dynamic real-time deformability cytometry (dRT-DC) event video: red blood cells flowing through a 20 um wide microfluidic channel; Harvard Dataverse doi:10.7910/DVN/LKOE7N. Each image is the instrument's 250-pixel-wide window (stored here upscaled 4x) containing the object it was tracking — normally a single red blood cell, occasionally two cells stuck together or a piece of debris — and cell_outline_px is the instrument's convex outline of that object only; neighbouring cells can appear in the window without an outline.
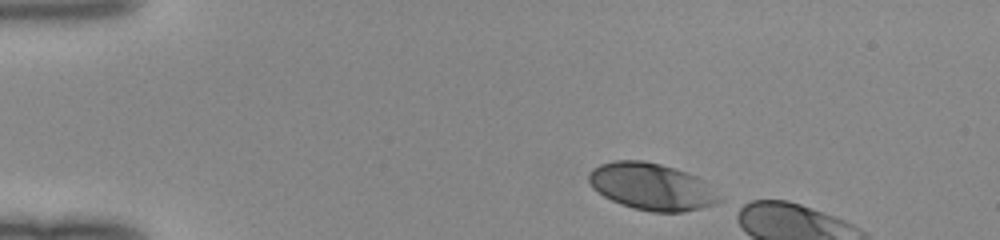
{"species": "human", "species_latin": "Homo sapiens", "temperature_condition": "room temperature", "stored_images_in_passage": 6, "camera_frame_rate_fps": 3000, "um_per_image_px": 0.085, "donor": {"sex": "female"}, "frame": {"image": 1, "passage_image": 1, "time_ms": 0.0, "image_size_px": [1000, 240], "cell_outline_px": [[724, 200], [716, 204], [684, 212], [652, 212], [620, 204], [604, 196], [592, 188], [588, 180], [588, 172], [592, 168], [600, 164], [612, 160], [644, 160], [676, 168], [696, 176], [704, 180], [724, 196]], "centroid_in_image_um": [55.43, 15.85], "position_along_channel_um": 29.6, "area_um2": 36.18}}